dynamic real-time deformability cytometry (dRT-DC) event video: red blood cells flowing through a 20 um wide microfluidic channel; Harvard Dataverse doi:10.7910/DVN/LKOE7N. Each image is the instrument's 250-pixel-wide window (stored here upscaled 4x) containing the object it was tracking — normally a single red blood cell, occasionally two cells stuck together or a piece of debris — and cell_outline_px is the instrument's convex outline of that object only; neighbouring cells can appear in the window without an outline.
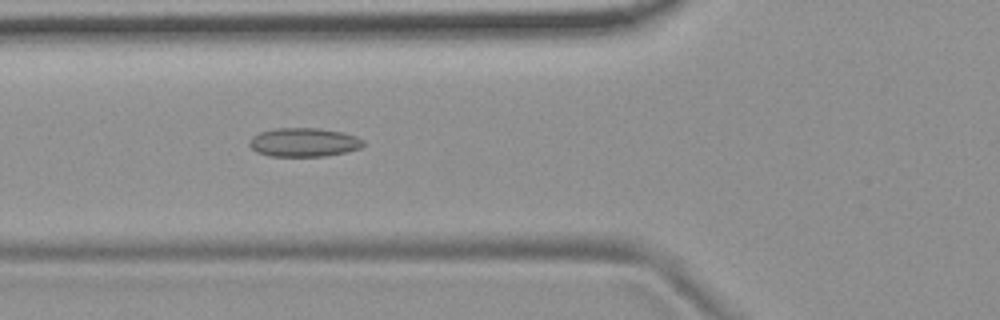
{"species": "common noctule bat (a hibernating species)", "species_latin": "Nyctalus noctula", "temperature_condition": "room temperature", "stored_images_in_passage": 53, "camera_frame_rate_fps": 3000, "um_per_image_px": 0.085, "animal": {"sex": "female", "body_mass_g": 19.9}, "frame": {"image": 1, "passage_image": 19, "time_ms": 6.0, "image_size_px": [1000, 320], "cell_outline_px": [[364, 144], [360, 148], [344, 152], [324, 156], [268, 156], [256, 152], [248, 144], [248, 140], [252, 136], [260, 132], [272, 128], [320, 128], [344, 132], [356, 136], [364, 140]], "centroid_in_image_um": [25.8, 12.08], "position_along_channel_um": 100.0, "area_um2": 19.31}}
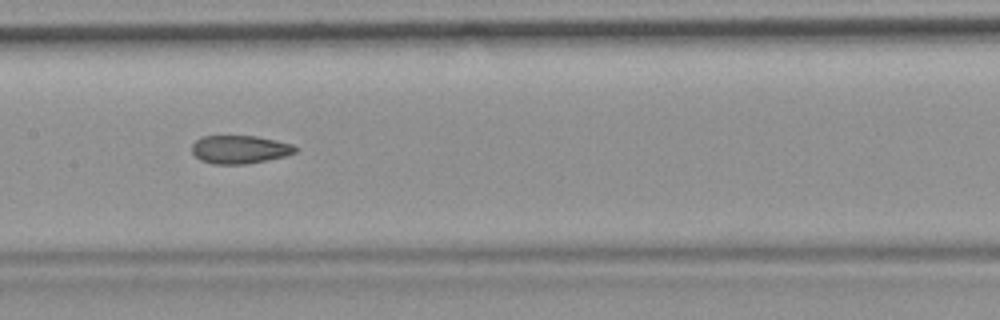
{"frame": {"image": 2, "passage_image": 26, "time_ms": 8.333, "image_size_px": [1000, 320], "cell_outline_px": [[300, 148], [296, 152], [284, 156], [244, 164], [212, 164], [200, 160], [192, 152], [192, 144], [196, 140], [204, 136], [256, 136], [276, 140], [292, 144]], "centroid_in_image_um": [20.38, 12.7], "position_along_channel_um": 187.0, "area_um2": 16.94}}
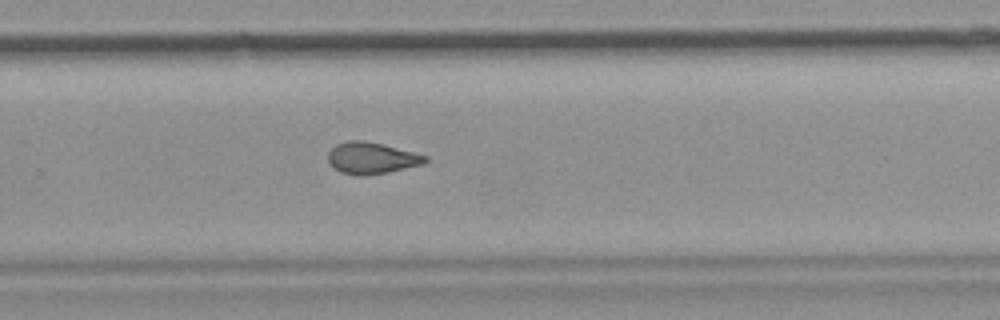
{"frame": {"image": 3, "passage_image": 35, "time_ms": 11.333, "image_size_px": [1000, 320], "cell_outline_px": [[428, 160], [424, 164], [388, 172], [364, 176], [340, 172], [328, 160], [328, 152], [336, 144], [348, 140], [364, 140], [428, 156]], "centroid_in_image_um": [31.59, 13.43], "position_along_channel_um": 298.2, "area_um2": 17.63}, "authors_computed_cell_mechanics": {"area_um2": 18.1492, "velocity_mm_per_s": 3.7254, "shape_relaxation_time_tau1_ms": null, "shape_relaxation_time_tau2_ms": 2.5657, "deformation_change_tau1": null, "deformation_change_tau2": 0.1019}}